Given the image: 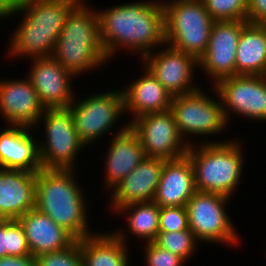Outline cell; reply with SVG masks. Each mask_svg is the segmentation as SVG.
Segmentation results:
<instances>
[{
    "instance_id": "ac0fdd59",
    "label": "cell",
    "mask_w": 266,
    "mask_h": 266,
    "mask_svg": "<svg viewBox=\"0 0 266 266\" xmlns=\"http://www.w3.org/2000/svg\"><path fill=\"white\" fill-rule=\"evenodd\" d=\"M104 155L103 190L110 192L146 157L137 134L128 126L124 131L109 138Z\"/></svg>"
},
{
    "instance_id": "7402d4cb",
    "label": "cell",
    "mask_w": 266,
    "mask_h": 266,
    "mask_svg": "<svg viewBox=\"0 0 266 266\" xmlns=\"http://www.w3.org/2000/svg\"><path fill=\"white\" fill-rule=\"evenodd\" d=\"M195 192L194 169L189 157L165 161L154 202L160 207H185Z\"/></svg>"
},
{
    "instance_id": "836d02e7",
    "label": "cell",
    "mask_w": 266,
    "mask_h": 266,
    "mask_svg": "<svg viewBox=\"0 0 266 266\" xmlns=\"http://www.w3.org/2000/svg\"><path fill=\"white\" fill-rule=\"evenodd\" d=\"M0 266H36V259L33 255L26 256H5L0 258Z\"/></svg>"
},
{
    "instance_id": "4316f807",
    "label": "cell",
    "mask_w": 266,
    "mask_h": 266,
    "mask_svg": "<svg viewBox=\"0 0 266 266\" xmlns=\"http://www.w3.org/2000/svg\"><path fill=\"white\" fill-rule=\"evenodd\" d=\"M31 255L26 235L17 219H0V258Z\"/></svg>"
},
{
    "instance_id": "1f68e13d",
    "label": "cell",
    "mask_w": 266,
    "mask_h": 266,
    "mask_svg": "<svg viewBox=\"0 0 266 266\" xmlns=\"http://www.w3.org/2000/svg\"><path fill=\"white\" fill-rule=\"evenodd\" d=\"M190 230L186 207H160L159 232Z\"/></svg>"
},
{
    "instance_id": "5bb4252c",
    "label": "cell",
    "mask_w": 266,
    "mask_h": 266,
    "mask_svg": "<svg viewBox=\"0 0 266 266\" xmlns=\"http://www.w3.org/2000/svg\"><path fill=\"white\" fill-rule=\"evenodd\" d=\"M248 21H214L208 48L198 59V69L209 78V86L236 75V50L240 33Z\"/></svg>"
},
{
    "instance_id": "83f0119b",
    "label": "cell",
    "mask_w": 266,
    "mask_h": 266,
    "mask_svg": "<svg viewBox=\"0 0 266 266\" xmlns=\"http://www.w3.org/2000/svg\"><path fill=\"white\" fill-rule=\"evenodd\" d=\"M154 242L158 246L180 256L186 262L192 260L194 255L198 253L197 249L200 246V242L191 230L158 232Z\"/></svg>"
},
{
    "instance_id": "2e32d148",
    "label": "cell",
    "mask_w": 266,
    "mask_h": 266,
    "mask_svg": "<svg viewBox=\"0 0 266 266\" xmlns=\"http://www.w3.org/2000/svg\"><path fill=\"white\" fill-rule=\"evenodd\" d=\"M23 76L0 77V116L5 125L35 128L45 108L30 80Z\"/></svg>"
},
{
    "instance_id": "d6a6232c",
    "label": "cell",
    "mask_w": 266,
    "mask_h": 266,
    "mask_svg": "<svg viewBox=\"0 0 266 266\" xmlns=\"http://www.w3.org/2000/svg\"><path fill=\"white\" fill-rule=\"evenodd\" d=\"M247 21L266 25V0H249Z\"/></svg>"
},
{
    "instance_id": "7c38bea8",
    "label": "cell",
    "mask_w": 266,
    "mask_h": 266,
    "mask_svg": "<svg viewBox=\"0 0 266 266\" xmlns=\"http://www.w3.org/2000/svg\"><path fill=\"white\" fill-rule=\"evenodd\" d=\"M146 157L174 160L187 154L189 146L179 133L170 110L149 113L130 121Z\"/></svg>"
},
{
    "instance_id": "e0dca14e",
    "label": "cell",
    "mask_w": 266,
    "mask_h": 266,
    "mask_svg": "<svg viewBox=\"0 0 266 266\" xmlns=\"http://www.w3.org/2000/svg\"><path fill=\"white\" fill-rule=\"evenodd\" d=\"M164 159L145 157L109 193L108 207L114 213L119 207L131 203L154 201Z\"/></svg>"
},
{
    "instance_id": "ffe728a7",
    "label": "cell",
    "mask_w": 266,
    "mask_h": 266,
    "mask_svg": "<svg viewBox=\"0 0 266 266\" xmlns=\"http://www.w3.org/2000/svg\"><path fill=\"white\" fill-rule=\"evenodd\" d=\"M3 125L0 132V168L38 172L42 166L35 129Z\"/></svg>"
},
{
    "instance_id": "30bf717a",
    "label": "cell",
    "mask_w": 266,
    "mask_h": 266,
    "mask_svg": "<svg viewBox=\"0 0 266 266\" xmlns=\"http://www.w3.org/2000/svg\"><path fill=\"white\" fill-rule=\"evenodd\" d=\"M231 198L217 193L196 191L186 207L189 229L200 244H221L231 248L244 241L229 216ZM228 205V206H227Z\"/></svg>"
},
{
    "instance_id": "f1b7e54d",
    "label": "cell",
    "mask_w": 266,
    "mask_h": 266,
    "mask_svg": "<svg viewBox=\"0 0 266 266\" xmlns=\"http://www.w3.org/2000/svg\"><path fill=\"white\" fill-rule=\"evenodd\" d=\"M214 21H247L249 0H202Z\"/></svg>"
},
{
    "instance_id": "5b68a950",
    "label": "cell",
    "mask_w": 266,
    "mask_h": 266,
    "mask_svg": "<svg viewBox=\"0 0 266 266\" xmlns=\"http://www.w3.org/2000/svg\"><path fill=\"white\" fill-rule=\"evenodd\" d=\"M241 140L233 137L226 142L189 146L186 155L194 169L196 191L222 194L229 198L236 194L247 162L244 141Z\"/></svg>"
},
{
    "instance_id": "9c48e42d",
    "label": "cell",
    "mask_w": 266,
    "mask_h": 266,
    "mask_svg": "<svg viewBox=\"0 0 266 266\" xmlns=\"http://www.w3.org/2000/svg\"><path fill=\"white\" fill-rule=\"evenodd\" d=\"M40 126L44 130L37 138L42 168L77 169L79 155L87 147L77 133L70 109H45L35 126L36 132Z\"/></svg>"
},
{
    "instance_id": "cb8c5ba5",
    "label": "cell",
    "mask_w": 266,
    "mask_h": 266,
    "mask_svg": "<svg viewBox=\"0 0 266 266\" xmlns=\"http://www.w3.org/2000/svg\"><path fill=\"white\" fill-rule=\"evenodd\" d=\"M84 266H131L128 245L112 231L96 232L79 240Z\"/></svg>"
},
{
    "instance_id": "6da1fadb",
    "label": "cell",
    "mask_w": 266,
    "mask_h": 266,
    "mask_svg": "<svg viewBox=\"0 0 266 266\" xmlns=\"http://www.w3.org/2000/svg\"><path fill=\"white\" fill-rule=\"evenodd\" d=\"M98 8L101 43L110 62L122 49L142 59L166 44L162 0H132Z\"/></svg>"
},
{
    "instance_id": "9a60e30c",
    "label": "cell",
    "mask_w": 266,
    "mask_h": 266,
    "mask_svg": "<svg viewBox=\"0 0 266 266\" xmlns=\"http://www.w3.org/2000/svg\"><path fill=\"white\" fill-rule=\"evenodd\" d=\"M30 61L26 76L45 109L68 108L74 101L76 76L65 69L53 56Z\"/></svg>"
},
{
    "instance_id": "4fadbf2b",
    "label": "cell",
    "mask_w": 266,
    "mask_h": 266,
    "mask_svg": "<svg viewBox=\"0 0 266 266\" xmlns=\"http://www.w3.org/2000/svg\"><path fill=\"white\" fill-rule=\"evenodd\" d=\"M145 55L141 63L161 82L172 95L178 96L198 90L201 86L196 79L198 60L167 44Z\"/></svg>"
},
{
    "instance_id": "603a6c76",
    "label": "cell",
    "mask_w": 266,
    "mask_h": 266,
    "mask_svg": "<svg viewBox=\"0 0 266 266\" xmlns=\"http://www.w3.org/2000/svg\"><path fill=\"white\" fill-rule=\"evenodd\" d=\"M17 220L23 227L29 250L34 257L64 250L76 241L68 231L36 208Z\"/></svg>"
},
{
    "instance_id": "7a4b0ae2",
    "label": "cell",
    "mask_w": 266,
    "mask_h": 266,
    "mask_svg": "<svg viewBox=\"0 0 266 266\" xmlns=\"http://www.w3.org/2000/svg\"><path fill=\"white\" fill-rule=\"evenodd\" d=\"M79 1L17 0L12 19L16 16L20 23L8 37L6 59L53 56L66 16Z\"/></svg>"
},
{
    "instance_id": "d6986e66",
    "label": "cell",
    "mask_w": 266,
    "mask_h": 266,
    "mask_svg": "<svg viewBox=\"0 0 266 266\" xmlns=\"http://www.w3.org/2000/svg\"><path fill=\"white\" fill-rule=\"evenodd\" d=\"M137 71L142 75L122 87L124 111L131 119L128 123L145 114L170 110L173 97L143 64Z\"/></svg>"
},
{
    "instance_id": "ba28073f",
    "label": "cell",
    "mask_w": 266,
    "mask_h": 266,
    "mask_svg": "<svg viewBox=\"0 0 266 266\" xmlns=\"http://www.w3.org/2000/svg\"><path fill=\"white\" fill-rule=\"evenodd\" d=\"M165 40L170 47L197 60L208 48L214 23L202 0H162Z\"/></svg>"
},
{
    "instance_id": "8992f818",
    "label": "cell",
    "mask_w": 266,
    "mask_h": 266,
    "mask_svg": "<svg viewBox=\"0 0 266 266\" xmlns=\"http://www.w3.org/2000/svg\"><path fill=\"white\" fill-rule=\"evenodd\" d=\"M203 89L201 86L194 92L172 97L170 111L174 116L179 133L188 145L221 143L231 140L224 137L223 140L216 138L219 134L226 133L227 128L231 126L227 123L221 100L214 86L210 88L212 91L210 94L215 95L213 97L210 96L206 88ZM195 138L199 140L197 141Z\"/></svg>"
},
{
    "instance_id": "4dcf8cb0",
    "label": "cell",
    "mask_w": 266,
    "mask_h": 266,
    "mask_svg": "<svg viewBox=\"0 0 266 266\" xmlns=\"http://www.w3.org/2000/svg\"><path fill=\"white\" fill-rule=\"evenodd\" d=\"M144 266H184L187 262L180 256L158 246L155 242L142 243Z\"/></svg>"
},
{
    "instance_id": "44dd1931",
    "label": "cell",
    "mask_w": 266,
    "mask_h": 266,
    "mask_svg": "<svg viewBox=\"0 0 266 266\" xmlns=\"http://www.w3.org/2000/svg\"><path fill=\"white\" fill-rule=\"evenodd\" d=\"M37 172L0 168V219H19L35 208Z\"/></svg>"
},
{
    "instance_id": "f546056e",
    "label": "cell",
    "mask_w": 266,
    "mask_h": 266,
    "mask_svg": "<svg viewBox=\"0 0 266 266\" xmlns=\"http://www.w3.org/2000/svg\"><path fill=\"white\" fill-rule=\"evenodd\" d=\"M36 259V266H84L79 240L64 250L41 254Z\"/></svg>"
},
{
    "instance_id": "52a82bcc",
    "label": "cell",
    "mask_w": 266,
    "mask_h": 266,
    "mask_svg": "<svg viewBox=\"0 0 266 266\" xmlns=\"http://www.w3.org/2000/svg\"><path fill=\"white\" fill-rule=\"evenodd\" d=\"M100 92H92V94H87L83 98H79L76 93L74 101L68 107L77 133L87 149L93 146L94 143L99 142V139L101 140L109 134L114 136L129 126L128 122L122 124V126L118 124V121L126 116L122 87ZM115 127L118 129H115Z\"/></svg>"
},
{
    "instance_id": "277c9868",
    "label": "cell",
    "mask_w": 266,
    "mask_h": 266,
    "mask_svg": "<svg viewBox=\"0 0 266 266\" xmlns=\"http://www.w3.org/2000/svg\"><path fill=\"white\" fill-rule=\"evenodd\" d=\"M87 1L80 0L69 11L53 53L78 79L85 73L100 71L109 62L101 43L97 10Z\"/></svg>"
},
{
    "instance_id": "e575fe53",
    "label": "cell",
    "mask_w": 266,
    "mask_h": 266,
    "mask_svg": "<svg viewBox=\"0 0 266 266\" xmlns=\"http://www.w3.org/2000/svg\"><path fill=\"white\" fill-rule=\"evenodd\" d=\"M17 0H0V22L13 17Z\"/></svg>"
},
{
    "instance_id": "8fae6325",
    "label": "cell",
    "mask_w": 266,
    "mask_h": 266,
    "mask_svg": "<svg viewBox=\"0 0 266 266\" xmlns=\"http://www.w3.org/2000/svg\"><path fill=\"white\" fill-rule=\"evenodd\" d=\"M214 88L228 125L235 115L266 123V75H233L219 80Z\"/></svg>"
},
{
    "instance_id": "3957f363",
    "label": "cell",
    "mask_w": 266,
    "mask_h": 266,
    "mask_svg": "<svg viewBox=\"0 0 266 266\" xmlns=\"http://www.w3.org/2000/svg\"><path fill=\"white\" fill-rule=\"evenodd\" d=\"M78 172V169L41 168L35 182V208L81 240L97 231L90 229L91 205L78 182Z\"/></svg>"
},
{
    "instance_id": "484cf974",
    "label": "cell",
    "mask_w": 266,
    "mask_h": 266,
    "mask_svg": "<svg viewBox=\"0 0 266 266\" xmlns=\"http://www.w3.org/2000/svg\"><path fill=\"white\" fill-rule=\"evenodd\" d=\"M236 75H266V25L248 22L236 50Z\"/></svg>"
},
{
    "instance_id": "d4e9b609",
    "label": "cell",
    "mask_w": 266,
    "mask_h": 266,
    "mask_svg": "<svg viewBox=\"0 0 266 266\" xmlns=\"http://www.w3.org/2000/svg\"><path fill=\"white\" fill-rule=\"evenodd\" d=\"M113 214L125 216V227H120L122 229L118 227L117 230L111 231L127 245H130L127 237L131 238V236L138 237V240L140 238L143 243L155 241L159 232L160 206L154 201L131 203L119 207Z\"/></svg>"
}]
</instances>
